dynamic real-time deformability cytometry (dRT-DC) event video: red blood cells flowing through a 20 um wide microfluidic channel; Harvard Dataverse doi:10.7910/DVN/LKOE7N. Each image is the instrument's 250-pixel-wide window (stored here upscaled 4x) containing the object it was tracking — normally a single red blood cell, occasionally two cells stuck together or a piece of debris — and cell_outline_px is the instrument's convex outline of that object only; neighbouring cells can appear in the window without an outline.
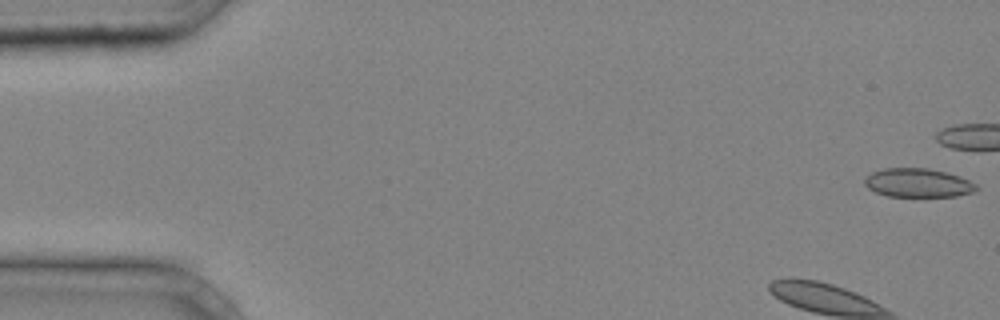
{"species": "common noctule bat (a hibernating species)", "species_latin": "Nyctalus noctula", "temperature_condition": "cold", "stored_images_in_passage": 34, "camera_frame_rate_fps": 3000, "um_per_image_px": 0.085, "animal": {"sex": "male", "body_mass_g": 20.4}, "frame": {"image": 1, "passage_image": 1, "time_ms": 0.0, "image_size_px": [1000, 320], "cell_outline_px": [[980, 188], [972, 192], [956, 196], [888, 196], [876, 192], [868, 188], [864, 184], [864, 180], [872, 172], [884, 168], [928, 168], [960, 176], [976, 184]], "centroid_in_image_um": [78.03, 15.54], "position_along_channel_um": 7.0, "area_um2": 18.61}}